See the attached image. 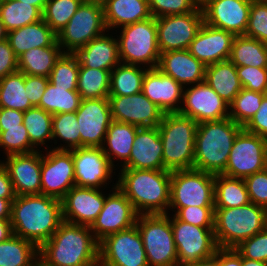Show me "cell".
Masks as SVG:
<instances>
[{"instance_id":"6da1fadb","label":"cell","mask_w":267,"mask_h":266,"mask_svg":"<svg viewBox=\"0 0 267 266\" xmlns=\"http://www.w3.org/2000/svg\"><path fill=\"white\" fill-rule=\"evenodd\" d=\"M62 201L43 194L16 196L11 205L13 234L40 248L63 222Z\"/></svg>"},{"instance_id":"7a4b0ae2","label":"cell","mask_w":267,"mask_h":266,"mask_svg":"<svg viewBox=\"0 0 267 266\" xmlns=\"http://www.w3.org/2000/svg\"><path fill=\"white\" fill-rule=\"evenodd\" d=\"M42 266H99V242L90 226L63 221L39 248Z\"/></svg>"},{"instance_id":"3957f363","label":"cell","mask_w":267,"mask_h":266,"mask_svg":"<svg viewBox=\"0 0 267 266\" xmlns=\"http://www.w3.org/2000/svg\"><path fill=\"white\" fill-rule=\"evenodd\" d=\"M117 188L140 214H167L171 172L168 170L120 169ZM168 209V210H167Z\"/></svg>"},{"instance_id":"277c9868","label":"cell","mask_w":267,"mask_h":266,"mask_svg":"<svg viewBox=\"0 0 267 266\" xmlns=\"http://www.w3.org/2000/svg\"><path fill=\"white\" fill-rule=\"evenodd\" d=\"M242 128L229 117L199 123L195 135L193 169L222 174L235 138Z\"/></svg>"},{"instance_id":"5b68a950","label":"cell","mask_w":267,"mask_h":266,"mask_svg":"<svg viewBox=\"0 0 267 266\" xmlns=\"http://www.w3.org/2000/svg\"><path fill=\"white\" fill-rule=\"evenodd\" d=\"M198 123L178 112L164 113L158 125L163 143L164 170L193 169Z\"/></svg>"},{"instance_id":"8992f818","label":"cell","mask_w":267,"mask_h":266,"mask_svg":"<svg viewBox=\"0 0 267 266\" xmlns=\"http://www.w3.org/2000/svg\"><path fill=\"white\" fill-rule=\"evenodd\" d=\"M267 227V209L254 203L215 208L214 235L219 248H236Z\"/></svg>"},{"instance_id":"52a82bcc","label":"cell","mask_w":267,"mask_h":266,"mask_svg":"<svg viewBox=\"0 0 267 266\" xmlns=\"http://www.w3.org/2000/svg\"><path fill=\"white\" fill-rule=\"evenodd\" d=\"M118 41L121 63L138 65L148 69L158 67L160 50L157 41L156 18L121 27Z\"/></svg>"},{"instance_id":"ba28073f","label":"cell","mask_w":267,"mask_h":266,"mask_svg":"<svg viewBox=\"0 0 267 266\" xmlns=\"http://www.w3.org/2000/svg\"><path fill=\"white\" fill-rule=\"evenodd\" d=\"M170 214H140L136 226L149 266H178Z\"/></svg>"},{"instance_id":"9c48e42d","label":"cell","mask_w":267,"mask_h":266,"mask_svg":"<svg viewBox=\"0 0 267 266\" xmlns=\"http://www.w3.org/2000/svg\"><path fill=\"white\" fill-rule=\"evenodd\" d=\"M214 180V174L196 169L172 171L169 210L176 213L189 206L214 207Z\"/></svg>"},{"instance_id":"30bf717a","label":"cell","mask_w":267,"mask_h":266,"mask_svg":"<svg viewBox=\"0 0 267 266\" xmlns=\"http://www.w3.org/2000/svg\"><path fill=\"white\" fill-rule=\"evenodd\" d=\"M105 31L108 32L103 6L81 3L67 25L57 34V42L64 53H75Z\"/></svg>"},{"instance_id":"8fae6325","label":"cell","mask_w":267,"mask_h":266,"mask_svg":"<svg viewBox=\"0 0 267 266\" xmlns=\"http://www.w3.org/2000/svg\"><path fill=\"white\" fill-rule=\"evenodd\" d=\"M267 168V139L242 128L231 148L224 175L245 179Z\"/></svg>"},{"instance_id":"7c38bea8","label":"cell","mask_w":267,"mask_h":266,"mask_svg":"<svg viewBox=\"0 0 267 266\" xmlns=\"http://www.w3.org/2000/svg\"><path fill=\"white\" fill-rule=\"evenodd\" d=\"M99 266H149L136 225L99 242Z\"/></svg>"},{"instance_id":"4fadbf2b","label":"cell","mask_w":267,"mask_h":266,"mask_svg":"<svg viewBox=\"0 0 267 266\" xmlns=\"http://www.w3.org/2000/svg\"><path fill=\"white\" fill-rule=\"evenodd\" d=\"M171 226L178 254V266H185L214 255L219 248L214 227H198L178 220L174 215Z\"/></svg>"},{"instance_id":"5bb4252c","label":"cell","mask_w":267,"mask_h":266,"mask_svg":"<svg viewBox=\"0 0 267 266\" xmlns=\"http://www.w3.org/2000/svg\"><path fill=\"white\" fill-rule=\"evenodd\" d=\"M203 23L200 5L190 13L156 18L160 53L188 49Z\"/></svg>"},{"instance_id":"9a60e30c","label":"cell","mask_w":267,"mask_h":266,"mask_svg":"<svg viewBox=\"0 0 267 266\" xmlns=\"http://www.w3.org/2000/svg\"><path fill=\"white\" fill-rule=\"evenodd\" d=\"M42 154L41 194L62 200L75 186L74 161L71 150L50 149Z\"/></svg>"},{"instance_id":"2e32d148","label":"cell","mask_w":267,"mask_h":266,"mask_svg":"<svg viewBox=\"0 0 267 266\" xmlns=\"http://www.w3.org/2000/svg\"><path fill=\"white\" fill-rule=\"evenodd\" d=\"M178 113L198 124L218 121L229 117V104L203 81L183 88L182 105Z\"/></svg>"},{"instance_id":"e0dca14e","label":"cell","mask_w":267,"mask_h":266,"mask_svg":"<svg viewBox=\"0 0 267 266\" xmlns=\"http://www.w3.org/2000/svg\"><path fill=\"white\" fill-rule=\"evenodd\" d=\"M106 195L105 202L98 217L90 226L94 238L100 242L106 236L136 225L138 213L131 201L117 188Z\"/></svg>"},{"instance_id":"ac0fdd59","label":"cell","mask_w":267,"mask_h":266,"mask_svg":"<svg viewBox=\"0 0 267 266\" xmlns=\"http://www.w3.org/2000/svg\"><path fill=\"white\" fill-rule=\"evenodd\" d=\"M74 161L75 186L100 189L113 177V167L102 147L71 149ZM102 185V186H101Z\"/></svg>"},{"instance_id":"d6986e66","label":"cell","mask_w":267,"mask_h":266,"mask_svg":"<svg viewBox=\"0 0 267 266\" xmlns=\"http://www.w3.org/2000/svg\"><path fill=\"white\" fill-rule=\"evenodd\" d=\"M81 147H102L113 121L108 98L82 99L76 111Z\"/></svg>"},{"instance_id":"ffe728a7","label":"cell","mask_w":267,"mask_h":266,"mask_svg":"<svg viewBox=\"0 0 267 266\" xmlns=\"http://www.w3.org/2000/svg\"><path fill=\"white\" fill-rule=\"evenodd\" d=\"M252 0H206L201 6L204 23L232 33L244 35Z\"/></svg>"},{"instance_id":"44dd1931","label":"cell","mask_w":267,"mask_h":266,"mask_svg":"<svg viewBox=\"0 0 267 266\" xmlns=\"http://www.w3.org/2000/svg\"><path fill=\"white\" fill-rule=\"evenodd\" d=\"M112 120L142 127H156L163 111L142 92L129 96H109Z\"/></svg>"},{"instance_id":"7402d4cb","label":"cell","mask_w":267,"mask_h":266,"mask_svg":"<svg viewBox=\"0 0 267 266\" xmlns=\"http://www.w3.org/2000/svg\"><path fill=\"white\" fill-rule=\"evenodd\" d=\"M5 166L16 196L41 194L42 151L9 155Z\"/></svg>"},{"instance_id":"603a6c76","label":"cell","mask_w":267,"mask_h":266,"mask_svg":"<svg viewBox=\"0 0 267 266\" xmlns=\"http://www.w3.org/2000/svg\"><path fill=\"white\" fill-rule=\"evenodd\" d=\"M102 189L73 186L62 201L63 220L91 226L101 212L106 194Z\"/></svg>"},{"instance_id":"cb8c5ba5","label":"cell","mask_w":267,"mask_h":266,"mask_svg":"<svg viewBox=\"0 0 267 266\" xmlns=\"http://www.w3.org/2000/svg\"><path fill=\"white\" fill-rule=\"evenodd\" d=\"M234 35L203 23L191 42L189 52L205 66L229 60Z\"/></svg>"},{"instance_id":"d4e9b609","label":"cell","mask_w":267,"mask_h":266,"mask_svg":"<svg viewBox=\"0 0 267 266\" xmlns=\"http://www.w3.org/2000/svg\"><path fill=\"white\" fill-rule=\"evenodd\" d=\"M122 169L164 170L163 143L158 126L138 128L130 158Z\"/></svg>"},{"instance_id":"484cf974","label":"cell","mask_w":267,"mask_h":266,"mask_svg":"<svg viewBox=\"0 0 267 266\" xmlns=\"http://www.w3.org/2000/svg\"><path fill=\"white\" fill-rule=\"evenodd\" d=\"M142 93L163 113L178 112L182 105L183 87L158 68L146 71L142 83Z\"/></svg>"},{"instance_id":"4316f807","label":"cell","mask_w":267,"mask_h":266,"mask_svg":"<svg viewBox=\"0 0 267 266\" xmlns=\"http://www.w3.org/2000/svg\"><path fill=\"white\" fill-rule=\"evenodd\" d=\"M157 68L163 74L172 77L183 88L189 84L201 83L205 79L206 66L188 49L161 53Z\"/></svg>"},{"instance_id":"83f0119b","label":"cell","mask_w":267,"mask_h":266,"mask_svg":"<svg viewBox=\"0 0 267 266\" xmlns=\"http://www.w3.org/2000/svg\"><path fill=\"white\" fill-rule=\"evenodd\" d=\"M74 54L82 66L91 69L112 71L121 63L118 41L106 33L94 38Z\"/></svg>"},{"instance_id":"f1b7e54d","label":"cell","mask_w":267,"mask_h":266,"mask_svg":"<svg viewBox=\"0 0 267 266\" xmlns=\"http://www.w3.org/2000/svg\"><path fill=\"white\" fill-rule=\"evenodd\" d=\"M107 30L151 18L148 0H109L103 5Z\"/></svg>"},{"instance_id":"f546056e","label":"cell","mask_w":267,"mask_h":266,"mask_svg":"<svg viewBox=\"0 0 267 266\" xmlns=\"http://www.w3.org/2000/svg\"><path fill=\"white\" fill-rule=\"evenodd\" d=\"M56 40L57 34L43 19L7 34V41L17 58L31 48L49 47Z\"/></svg>"},{"instance_id":"4dcf8cb0","label":"cell","mask_w":267,"mask_h":266,"mask_svg":"<svg viewBox=\"0 0 267 266\" xmlns=\"http://www.w3.org/2000/svg\"><path fill=\"white\" fill-rule=\"evenodd\" d=\"M138 128L129 123L115 120L110 123L102 149L113 167L117 166L113 163L115 162L114 158L121 161V166L129 160Z\"/></svg>"},{"instance_id":"1f68e13d","label":"cell","mask_w":267,"mask_h":266,"mask_svg":"<svg viewBox=\"0 0 267 266\" xmlns=\"http://www.w3.org/2000/svg\"><path fill=\"white\" fill-rule=\"evenodd\" d=\"M204 81L227 104H230L243 88L236 66L230 60L206 66Z\"/></svg>"},{"instance_id":"d6a6232c","label":"cell","mask_w":267,"mask_h":266,"mask_svg":"<svg viewBox=\"0 0 267 266\" xmlns=\"http://www.w3.org/2000/svg\"><path fill=\"white\" fill-rule=\"evenodd\" d=\"M63 53L57 40L49 47L31 48L18 57V71L49 78L56 61Z\"/></svg>"},{"instance_id":"836d02e7","label":"cell","mask_w":267,"mask_h":266,"mask_svg":"<svg viewBox=\"0 0 267 266\" xmlns=\"http://www.w3.org/2000/svg\"><path fill=\"white\" fill-rule=\"evenodd\" d=\"M250 203L244 179L216 174L214 180V207L232 208Z\"/></svg>"},{"instance_id":"e575fe53","label":"cell","mask_w":267,"mask_h":266,"mask_svg":"<svg viewBox=\"0 0 267 266\" xmlns=\"http://www.w3.org/2000/svg\"><path fill=\"white\" fill-rule=\"evenodd\" d=\"M39 248L29 240L12 235L0 242V266H38Z\"/></svg>"},{"instance_id":"d590c367","label":"cell","mask_w":267,"mask_h":266,"mask_svg":"<svg viewBox=\"0 0 267 266\" xmlns=\"http://www.w3.org/2000/svg\"><path fill=\"white\" fill-rule=\"evenodd\" d=\"M229 60L236 67L267 68V43L245 35L235 36Z\"/></svg>"},{"instance_id":"8d00e7d4","label":"cell","mask_w":267,"mask_h":266,"mask_svg":"<svg viewBox=\"0 0 267 266\" xmlns=\"http://www.w3.org/2000/svg\"><path fill=\"white\" fill-rule=\"evenodd\" d=\"M148 68L120 63L110 73L109 96H129L142 92Z\"/></svg>"},{"instance_id":"74e56055","label":"cell","mask_w":267,"mask_h":266,"mask_svg":"<svg viewBox=\"0 0 267 266\" xmlns=\"http://www.w3.org/2000/svg\"><path fill=\"white\" fill-rule=\"evenodd\" d=\"M0 107L27 111L34 107L25 89V74L21 71L8 74L0 80Z\"/></svg>"},{"instance_id":"f35d334b","label":"cell","mask_w":267,"mask_h":266,"mask_svg":"<svg viewBox=\"0 0 267 266\" xmlns=\"http://www.w3.org/2000/svg\"><path fill=\"white\" fill-rule=\"evenodd\" d=\"M0 19L9 32L42 20V11L22 1L4 0L0 6Z\"/></svg>"},{"instance_id":"ab89813d","label":"cell","mask_w":267,"mask_h":266,"mask_svg":"<svg viewBox=\"0 0 267 266\" xmlns=\"http://www.w3.org/2000/svg\"><path fill=\"white\" fill-rule=\"evenodd\" d=\"M108 70L91 69L79 65L77 91L82 99L108 98L110 89Z\"/></svg>"},{"instance_id":"60d3db41","label":"cell","mask_w":267,"mask_h":266,"mask_svg":"<svg viewBox=\"0 0 267 266\" xmlns=\"http://www.w3.org/2000/svg\"><path fill=\"white\" fill-rule=\"evenodd\" d=\"M82 98L78 91H67V88L54 87L48 82L45 92L37 106L44 111L54 114L76 112Z\"/></svg>"},{"instance_id":"b9f144b4","label":"cell","mask_w":267,"mask_h":266,"mask_svg":"<svg viewBox=\"0 0 267 266\" xmlns=\"http://www.w3.org/2000/svg\"><path fill=\"white\" fill-rule=\"evenodd\" d=\"M52 117L51 113L39 107H32L24 112L23 124L27 129L31 144L37 150H40L39 146L45 145V142L52 141Z\"/></svg>"},{"instance_id":"7bdbcfd3","label":"cell","mask_w":267,"mask_h":266,"mask_svg":"<svg viewBox=\"0 0 267 266\" xmlns=\"http://www.w3.org/2000/svg\"><path fill=\"white\" fill-rule=\"evenodd\" d=\"M57 138L65 142V146L51 149L71 150L81 147V136L77 122L76 112L54 114L52 117V140L57 144ZM67 144V145H66ZM62 145V146H61Z\"/></svg>"},{"instance_id":"ee69618b","label":"cell","mask_w":267,"mask_h":266,"mask_svg":"<svg viewBox=\"0 0 267 266\" xmlns=\"http://www.w3.org/2000/svg\"><path fill=\"white\" fill-rule=\"evenodd\" d=\"M265 95V93L242 88L229 104V118L244 127L259 110Z\"/></svg>"},{"instance_id":"f6af8a7d","label":"cell","mask_w":267,"mask_h":266,"mask_svg":"<svg viewBox=\"0 0 267 266\" xmlns=\"http://www.w3.org/2000/svg\"><path fill=\"white\" fill-rule=\"evenodd\" d=\"M79 65V60L74 53H63L51 71L49 82L54 87L77 91Z\"/></svg>"},{"instance_id":"bcb514c9","label":"cell","mask_w":267,"mask_h":266,"mask_svg":"<svg viewBox=\"0 0 267 266\" xmlns=\"http://www.w3.org/2000/svg\"><path fill=\"white\" fill-rule=\"evenodd\" d=\"M82 0H48L42 19L58 34L75 14Z\"/></svg>"},{"instance_id":"7dc6e473","label":"cell","mask_w":267,"mask_h":266,"mask_svg":"<svg viewBox=\"0 0 267 266\" xmlns=\"http://www.w3.org/2000/svg\"><path fill=\"white\" fill-rule=\"evenodd\" d=\"M0 147L5 149L6 156L14 154H25L37 149L31 144L30 138L24 124L21 127L6 128L0 131Z\"/></svg>"},{"instance_id":"c3c4849f","label":"cell","mask_w":267,"mask_h":266,"mask_svg":"<svg viewBox=\"0 0 267 266\" xmlns=\"http://www.w3.org/2000/svg\"><path fill=\"white\" fill-rule=\"evenodd\" d=\"M244 35L267 43V1L252 0Z\"/></svg>"},{"instance_id":"681fc988","label":"cell","mask_w":267,"mask_h":266,"mask_svg":"<svg viewBox=\"0 0 267 266\" xmlns=\"http://www.w3.org/2000/svg\"><path fill=\"white\" fill-rule=\"evenodd\" d=\"M154 18L193 12L199 4L195 0H148Z\"/></svg>"},{"instance_id":"f907efd6","label":"cell","mask_w":267,"mask_h":266,"mask_svg":"<svg viewBox=\"0 0 267 266\" xmlns=\"http://www.w3.org/2000/svg\"><path fill=\"white\" fill-rule=\"evenodd\" d=\"M235 250L242 258L267 262V227L241 242Z\"/></svg>"},{"instance_id":"816d5d0a","label":"cell","mask_w":267,"mask_h":266,"mask_svg":"<svg viewBox=\"0 0 267 266\" xmlns=\"http://www.w3.org/2000/svg\"><path fill=\"white\" fill-rule=\"evenodd\" d=\"M243 88L267 94V68L236 67Z\"/></svg>"},{"instance_id":"f5cc1de1","label":"cell","mask_w":267,"mask_h":266,"mask_svg":"<svg viewBox=\"0 0 267 266\" xmlns=\"http://www.w3.org/2000/svg\"><path fill=\"white\" fill-rule=\"evenodd\" d=\"M174 216L198 227H214L215 207L189 206L180 208Z\"/></svg>"},{"instance_id":"db71d44e","label":"cell","mask_w":267,"mask_h":266,"mask_svg":"<svg viewBox=\"0 0 267 266\" xmlns=\"http://www.w3.org/2000/svg\"><path fill=\"white\" fill-rule=\"evenodd\" d=\"M250 202L267 209V168L244 179Z\"/></svg>"},{"instance_id":"11a10c76","label":"cell","mask_w":267,"mask_h":266,"mask_svg":"<svg viewBox=\"0 0 267 266\" xmlns=\"http://www.w3.org/2000/svg\"><path fill=\"white\" fill-rule=\"evenodd\" d=\"M48 82L49 78L47 77L25 74V89H27L28 100L34 107L40 104Z\"/></svg>"},{"instance_id":"9f6ffc18","label":"cell","mask_w":267,"mask_h":266,"mask_svg":"<svg viewBox=\"0 0 267 266\" xmlns=\"http://www.w3.org/2000/svg\"><path fill=\"white\" fill-rule=\"evenodd\" d=\"M246 131L267 139V94L253 118L243 127Z\"/></svg>"},{"instance_id":"6f0895ef","label":"cell","mask_w":267,"mask_h":266,"mask_svg":"<svg viewBox=\"0 0 267 266\" xmlns=\"http://www.w3.org/2000/svg\"><path fill=\"white\" fill-rule=\"evenodd\" d=\"M18 71V58L7 40L0 42V80Z\"/></svg>"},{"instance_id":"680465c9","label":"cell","mask_w":267,"mask_h":266,"mask_svg":"<svg viewBox=\"0 0 267 266\" xmlns=\"http://www.w3.org/2000/svg\"><path fill=\"white\" fill-rule=\"evenodd\" d=\"M23 116V111L0 107V131H5L6 128L21 127Z\"/></svg>"},{"instance_id":"91938a15","label":"cell","mask_w":267,"mask_h":266,"mask_svg":"<svg viewBox=\"0 0 267 266\" xmlns=\"http://www.w3.org/2000/svg\"><path fill=\"white\" fill-rule=\"evenodd\" d=\"M16 194L5 166L0 161V198L15 199Z\"/></svg>"},{"instance_id":"94428289","label":"cell","mask_w":267,"mask_h":266,"mask_svg":"<svg viewBox=\"0 0 267 266\" xmlns=\"http://www.w3.org/2000/svg\"><path fill=\"white\" fill-rule=\"evenodd\" d=\"M219 266H242V257L235 248H219Z\"/></svg>"},{"instance_id":"6125c7cd","label":"cell","mask_w":267,"mask_h":266,"mask_svg":"<svg viewBox=\"0 0 267 266\" xmlns=\"http://www.w3.org/2000/svg\"><path fill=\"white\" fill-rule=\"evenodd\" d=\"M13 235L10 219H0V242L8 240Z\"/></svg>"},{"instance_id":"be15d7a7","label":"cell","mask_w":267,"mask_h":266,"mask_svg":"<svg viewBox=\"0 0 267 266\" xmlns=\"http://www.w3.org/2000/svg\"><path fill=\"white\" fill-rule=\"evenodd\" d=\"M185 266H219V248L214 255Z\"/></svg>"},{"instance_id":"e7e4bbea","label":"cell","mask_w":267,"mask_h":266,"mask_svg":"<svg viewBox=\"0 0 267 266\" xmlns=\"http://www.w3.org/2000/svg\"><path fill=\"white\" fill-rule=\"evenodd\" d=\"M15 199H2L0 198V219L11 218V205Z\"/></svg>"},{"instance_id":"03108f58","label":"cell","mask_w":267,"mask_h":266,"mask_svg":"<svg viewBox=\"0 0 267 266\" xmlns=\"http://www.w3.org/2000/svg\"><path fill=\"white\" fill-rule=\"evenodd\" d=\"M17 1H22L26 4H31L35 7H38L43 12L48 0H17Z\"/></svg>"},{"instance_id":"003e7915","label":"cell","mask_w":267,"mask_h":266,"mask_svg":"<svg viewBox=\"0 0 267 266\" xmlns=\"http://www.w3.org/2000/svg\"><path fill=\"white\" fill-rule=\"evenodd\" d=\"M242 266H267V262L242 258Z\"/></svg>"},{"instance_id":"a7ac6f4b","label":"cell","mask_w":267,"mask_h":266,"mask_svg":"<svg viewBox=\"0 0 267 266\" xmlns=\"http://www.w3.org/2000/svg\"><path fill=\"white\" fill-rule=\"evenodd\" d=\"M7 34H8V32L6 31L2 21L0 19V42L7 40Z\"/></svg>"},{"instance_id":"89a4df30","label":"cell","mask_w":267,"mask_h":266,"mask_svg":"<svg viewBox=\"0 0 267 266\" xmlns=\"http://www.w3.org/2000/svg\"><path fill=\"white\" fill-rule=\"evenodd\" d=\"M109 0H82V3H90V4H97L103 6Z\"/></svg>"},{"instance_id":"2644e50d","label":"cell","mask_w":267,"mask_h":266,"mask_svg":"<svg viewBox=\"0 0 267 266\" xmlns=\"http://www.w3.org/2000/svg\"><path fill=\"white\" fill-rule=\"evenodd\" d=\"M199 5H202L206 0H195Z\"/></svg>"},{"instance_id":"8c879c8a","label":"cell","mask_w":267,"mask_h":266,"mask_svg":"<svg viewBox=\"0 0 267 266\" xmlns=\"http://www.w3.org/2000/svg\"><path fill=\"white\" fill-rule=\"evenodd\" d=\"M3 2H4V0H0V6L2 5Z\"/></svg>"}]
</instances>
